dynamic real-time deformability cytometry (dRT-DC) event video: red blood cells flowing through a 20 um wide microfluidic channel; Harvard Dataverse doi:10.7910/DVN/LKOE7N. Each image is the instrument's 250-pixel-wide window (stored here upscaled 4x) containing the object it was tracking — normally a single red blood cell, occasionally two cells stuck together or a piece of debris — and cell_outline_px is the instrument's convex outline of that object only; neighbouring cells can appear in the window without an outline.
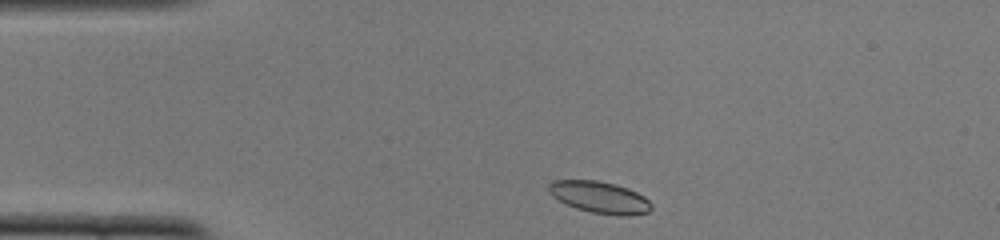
{"species": "common noctule bat (a hibernating species)", "species_latin": "Nyctalus noctula", "temperature_condition": "cold", "stored_images_in_passage": 43, "camera_frame_rate_fps": 3000, "um_per_image_px": 0.085, "animal": {"sex": "female", "body_mass_g": 22.0, "forearm_length_mm": 56.7}, "frame": {"image": 1, "passage_image": 2, "time_ms": 0.333, "image_size_px": [1000, 240], "cell_outline_px": [[652, 208], [648, 212], [628, 216], [616, 216], [592, 212], [576, 208], [552, 196], [548, 192], [548, 184], [552, 180], [596, 180], [616, 184], [628, 188], [644, 196], [652, 204]], "centroid_in_image_um": [50.98, 16.76], "position_along_channel_um": 34.0, "area_um2": 19.07}}
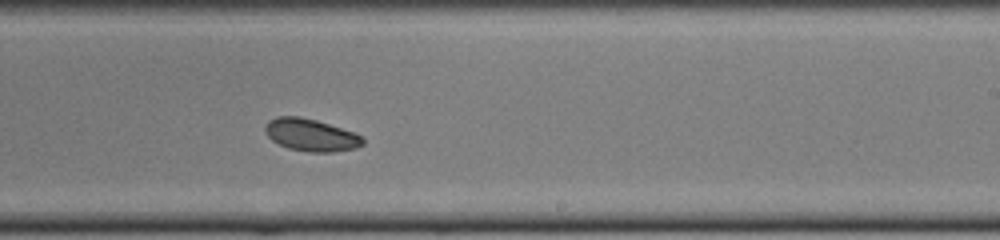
{"frame": {"image": 2, "passage_image": 23, "time_ms": 7.333, "image_size_px": [1000, 240], "cell_outline_px": [[364, 144], [356, 148], [332, 152], [308, 152], [288, 148], [272, 140], [268, 136], [264, 128], [268, 120], [276, 116], [300, 116], [316, 120], [352, 132], [360, 136], [364, 140]], "centroid_in_image_um": [26.4, 11.47], "position_along_channel_um": 262.6, "area_um2": 18.26}}
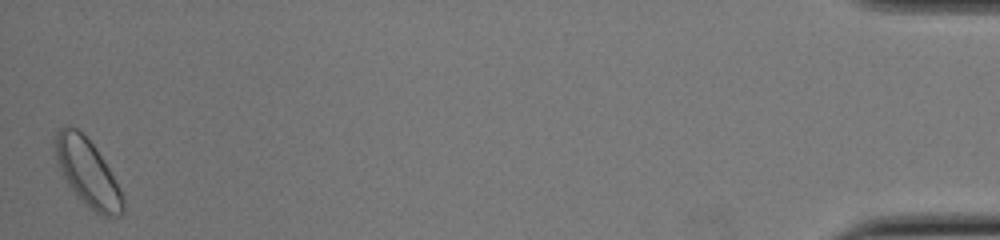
{"frame": {"image": 3, "passage_image": 43, "time_ms": 14.0, "image_size_px": [1000, 240], "cell_outline_px": [[124, 212], [120, 216], [104, 216], [96, 212], [76, 196], [68, 184], [56, 160], [56, 132], [60, 128], [68, 124], [76, 128], [92, 144], [108, 168], [120, 188], [124, 200]], "centroid_in_image_um": [7.46, 14.7], "position_along_channel_um": 427.7, "area_um2": 25.78}, "authors_computed_cell_mechanics": {"area_um2": 18.7272, "velocity_mm_per_s": 3.825, "shape_relaxation_time_tau1_ms": 2.0885, "shape_relaxation_time_tau2_ms": 2.997, "deformation_change_tau1": 0.0661, "deformation_change_tau2": 0.0473}}